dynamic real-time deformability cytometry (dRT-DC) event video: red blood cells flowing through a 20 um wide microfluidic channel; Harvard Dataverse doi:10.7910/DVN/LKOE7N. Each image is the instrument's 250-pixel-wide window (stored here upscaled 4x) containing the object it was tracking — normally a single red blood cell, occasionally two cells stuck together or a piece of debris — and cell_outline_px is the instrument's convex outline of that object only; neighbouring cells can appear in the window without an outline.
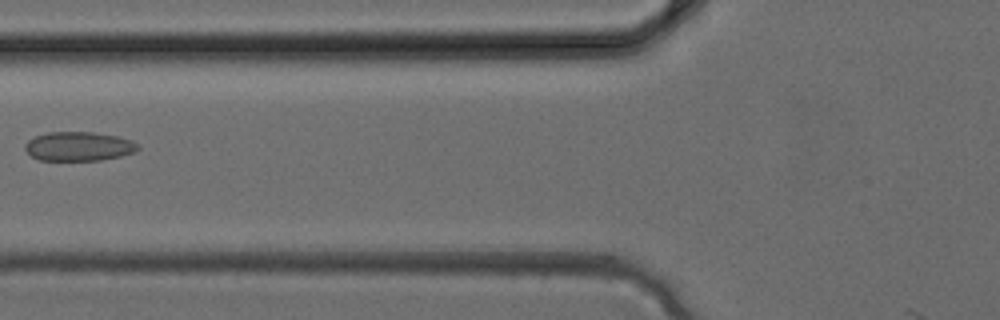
{"species": "common noctule bat (a hibernating species)", "species_latin": "Nyctalus noctula", "temperature_condition": "cold", "stored_images_in_passage": 4, "camera_frame_rate_fps": 3000, "um_per_image_px": 0.085, "animal": {"sex": "female", "body_mass_g": 24.6, "forearm_length_mm": 56.2}, "frame": {"image": 1, "passage_image": 4, "time_ms": 1.0, "image_size_px": [1000, 320], "cell_outline_px": [[140, 148], [132, 152], [120, 156], [100, 160], [40, 160], [32, 156], [24, 148], [24, 144], [28, 140], [36, 136], [48, 132], [92, 132], [120, 136], [132, 140]], "centroid_in_image_um": [6.68, 12.43], "position_along_channel_um": 119.1, "area_um2": 19.07}}